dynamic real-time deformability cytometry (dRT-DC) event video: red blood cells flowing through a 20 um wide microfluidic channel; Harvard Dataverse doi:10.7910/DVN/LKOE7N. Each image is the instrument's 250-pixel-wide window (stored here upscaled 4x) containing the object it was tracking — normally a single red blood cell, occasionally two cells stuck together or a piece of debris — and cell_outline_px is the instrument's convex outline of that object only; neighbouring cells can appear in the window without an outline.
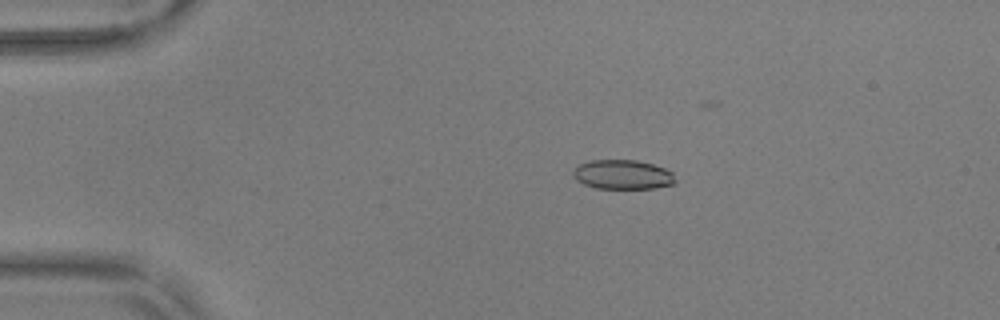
{"species": "common noctule bat (a hibernating species)", "species_latin": "Nyctalus noctula", "temperature_condition": "warm", "stored_images_in_passage": 55, "camera_frame_rate_fps": 3000, "um_per_image_px": 0.085, "animal": {"sex": "male", "body_mass_g": 17.9, "forearm_length_mm": 54.2}, "frame": {"image": 1, "passage_image": 12, "time_ms": 3.667, "image_size_px": [1000, 320], "cell_outline_px": [[676, 184], [656, 188], [596, 188], [584, 184], [576, 180], [572, 176], [572, 172], [580, 164], [588, 160], [636, 160], [652, 164], [664, 168], [672, 172], [676, 180]], "centroid_in_image_um": [52.93, 14.84], "position_along_channel_um": 32.1, "area_um2": 17.57}}
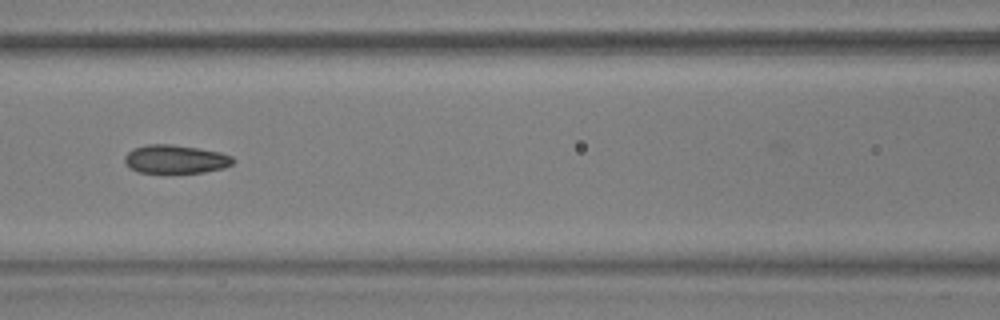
{"frame": {"image": 2, "passage_image": 26, "time_ms": 8.333, "image_size_px": [1000, 320], "cell_outline_px": [[236, 160], [232, 164], [224, 168], [204, 172], [136, 172], [128, 168], [124, 160], [124, 156], [132, 148], [148, 144], [172, 144], [220, 152], [232, 156]], "centroid_in_image_um": [14.89, 13.52], "position_along_channel_um": 151.7, "area_um2": 18.03}}
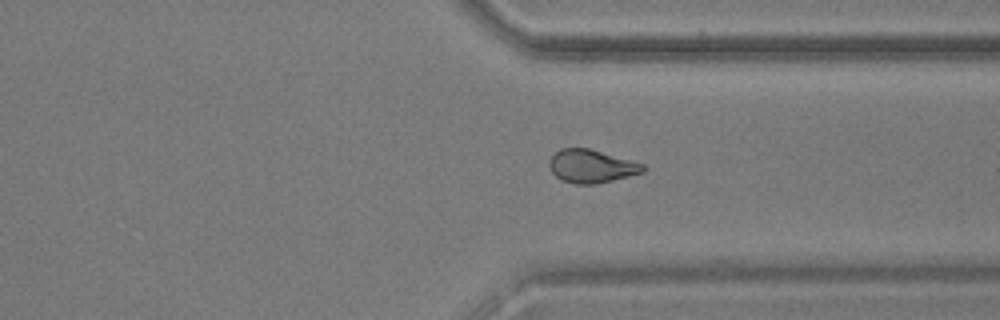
{"frame": {"image": 3, "passage_image": 43, "time_ms": 14.0, "image_size_px": [1000, 320], "cell_outline_px": [[644, 172], [596, 184], [576, 184], [560, 180], [552, 172], [548, 164], [548, 160], [560, 148], [588, 148], [644, 164]], "centroid_in_image_um": [50.23, 14.13], "position_along_channel_um": 361.2, "area_um2": 17.98}, "authors_computed_cell_mechanics": {"area_um2": 18.2648, "velocity_mm_per_s": 3.6953, "shape_relaxation_time_tau1_ms": 10.1651, "shape_relaxation_time_tau2_ms": 2.0459, "deformation_change_tau1": 0.1804, "deformation_change_tau2": 0.0679}}